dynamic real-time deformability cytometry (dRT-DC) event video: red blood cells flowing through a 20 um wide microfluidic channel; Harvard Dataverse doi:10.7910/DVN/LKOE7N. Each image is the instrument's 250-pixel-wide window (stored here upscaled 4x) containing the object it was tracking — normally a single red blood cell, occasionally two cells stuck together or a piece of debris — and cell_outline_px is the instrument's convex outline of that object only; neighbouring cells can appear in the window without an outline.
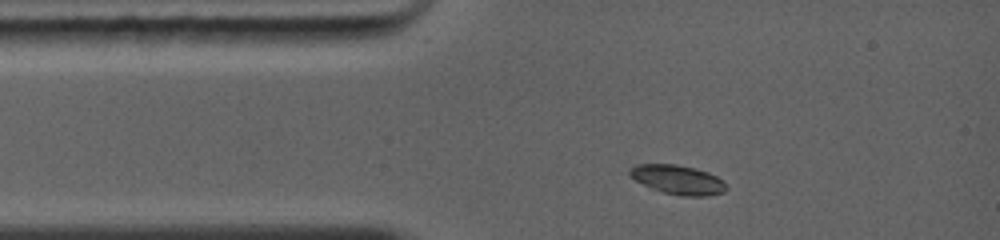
{"species": "common noctule bat (a hibernating species)", "species_latin": "Nyctalus noctula", "temperature_condition": "warm", "stored_images_in_passage": 2, "camera_frame_rate_fps": 5000, "um_per_image_px": 0.085, "animal": {"sex": "female", "body_mass_g": 19.0, "forearm_length_mm": 56.7}, "frame": {"image": 1, "passage_image": 1, "time_ms": 0.0, "image_size_px": [1000, 240], "cell_outline_px": [[728, 188], [724, 192], [708, 196], [680, 196], [664, 192], [652, 188], [628, 176], [628, 172], [636, 164], [676, 164], [696, 168], [708, 172], [724, 180]], "centroid_in_image_um": [57.65, 15.27], "position_along_channel_um": 27.3, "area_um2": 16.53}}